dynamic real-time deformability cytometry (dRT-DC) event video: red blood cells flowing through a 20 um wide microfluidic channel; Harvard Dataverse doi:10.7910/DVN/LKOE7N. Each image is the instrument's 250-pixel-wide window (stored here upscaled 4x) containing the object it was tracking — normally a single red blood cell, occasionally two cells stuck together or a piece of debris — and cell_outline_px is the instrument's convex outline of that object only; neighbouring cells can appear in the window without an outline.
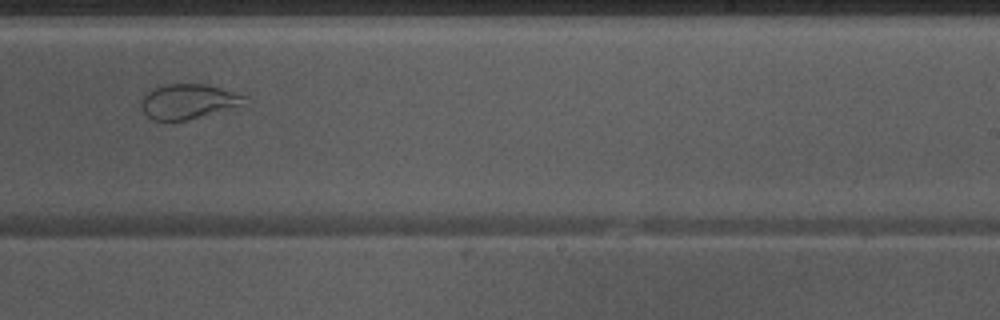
{"species": "Egyptian fruit bat (a non-hibernating species)", "species_latin": "Rousettus aegyptiacus", "temperature_condition": "warm", "stored_images_in_passage": 36, "camera_frame_rate_fps": 3000, "um_per_image_px": 0.085, "animal": {"sex": "male"}, "frame": {"image": 1, "passage_image": 16, "time_ms": 5.0, "image_size_px": [1000, 320], "cell_outline_px": [[248, 96], [236, 104], [184, 120], [152, 120], [140, 108], [140, 100], [148, 88], [164, 84], [204, 84], [220, 88]], "centroid_in_image_um": [15.79, 8.58], "position_along_channel_um": 273.2, "area_um2": 20.17}}